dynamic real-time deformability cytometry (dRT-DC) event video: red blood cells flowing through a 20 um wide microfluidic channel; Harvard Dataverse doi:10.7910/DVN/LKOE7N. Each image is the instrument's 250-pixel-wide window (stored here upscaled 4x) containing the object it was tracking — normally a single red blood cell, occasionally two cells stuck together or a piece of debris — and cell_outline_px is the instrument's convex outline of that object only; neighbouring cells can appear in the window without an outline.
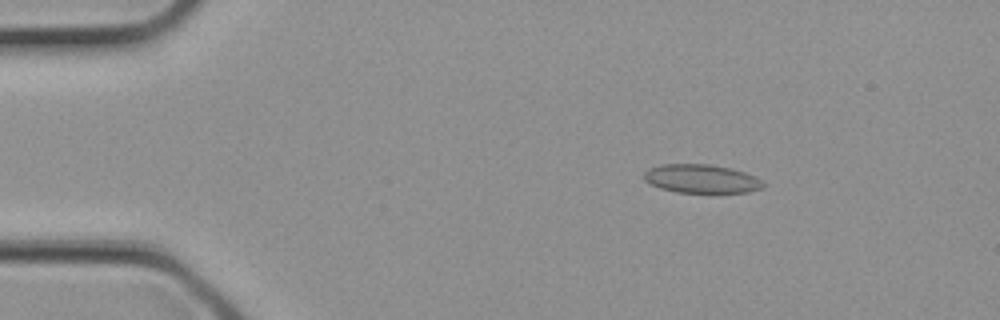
{"species": "common noctule bat (a hibernating species)", "species_latin": "Nyctalus noctula", "temperature_condition": "cold", "stored_images_in_passage": 3, "camera_frame_rate_fps": 3000, "um_per_image_px": 0.085, "animal": {"sex": "female", "body_mass_g": 21.9}, "frame": {"image": 1, "passage_image": 2, "time_ms": 0.333, "image_size_px": [1000, 320], "cell_outline_px": [[764, 188], [748, 192], [716, 196], [676, 192], [660, 188], [644, 180], [644, 172], [648, 168], [664, 164], [708, 164], [732, 168], [744, 172], [760, 180], [764, 184]], "centroid_in_image_um": [59.65, 15.25], "position_along_channel_um": 25.3, "area_um2": 20.75}}